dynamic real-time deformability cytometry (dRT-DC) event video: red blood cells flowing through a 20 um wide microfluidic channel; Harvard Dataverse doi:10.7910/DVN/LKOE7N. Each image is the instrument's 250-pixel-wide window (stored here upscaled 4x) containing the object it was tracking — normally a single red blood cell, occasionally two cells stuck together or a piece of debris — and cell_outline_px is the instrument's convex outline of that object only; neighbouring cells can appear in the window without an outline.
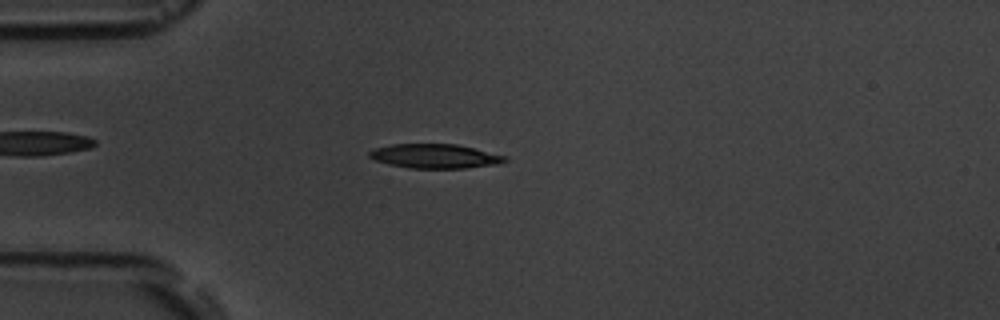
{"species": "common noctule bat (a hibernating species)", "species_latin": "Nyctalus noctula", "temperature_condition": "room temperature", "stored_images_in_passage": 9, "camera_frame_rate_fps": 3000, "um_per_image_px": 0.085, "animal": {"sex": "male", "body_mass_g": 19.5, "forearm_length_mm": 54.6}, "frame": {"image": 1, "passage_image": 3, "time_ms": 3.333, "image_size_px": [1000, 320], "cell_outline_px": [[508, 160], [500, 164], [464, 168], [408, 168], [388, 164], [376, 160], [368, 156], [368, 152], [372, 148], [392, 144], [456, 144], [508, 156]], "centroid_in_image_um": [36.97, 13.27], "position_along_channel_um": 48.0, "area_um2": 19.31}}
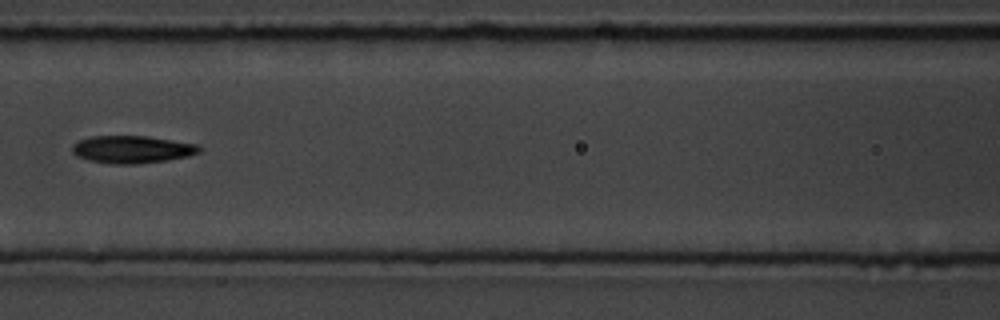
{"frame": {"image": 2, "passage_image": 6, "time_ms": 6.667, "image_size_px": [1000, 320], "cell_outline_px": [[204, 148], [200, 152], [188, 156], [168, 160], [136, 164], [112, 164], [88, 160], [76, 156], [72, 152], [72, 144], [80, 140], [92, 136], [148, 136], [200, 144]], "centroid_in_image_um": [11.27, 12.7], "position_along_channel_um": 155.3, "area_um2": 20.63}}